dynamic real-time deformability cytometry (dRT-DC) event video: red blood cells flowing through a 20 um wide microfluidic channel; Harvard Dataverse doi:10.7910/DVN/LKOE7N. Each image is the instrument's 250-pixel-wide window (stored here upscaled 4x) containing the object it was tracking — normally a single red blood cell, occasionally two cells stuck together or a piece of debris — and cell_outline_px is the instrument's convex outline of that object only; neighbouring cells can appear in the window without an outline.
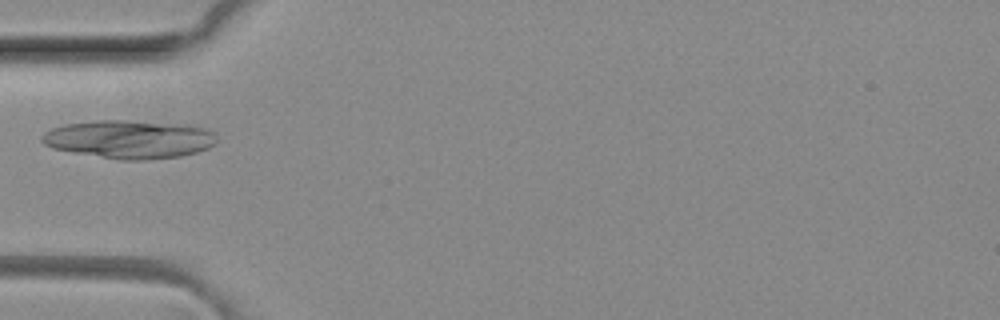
{"species": "common noctule bat (a hibernating species)", "species_latin": "Nyctalus noctula", "temperature_condition": "room temperature", "stored_images_in_passage": 3, "camera_frame_rate_fps": 3000, "um_per_image_px": 0.085, "animal": {"sex": "female", "body_mass_g": 29.2, "forearm_length_mm": 56.3}, "frame": {"image": 1, "passage_image": 1, "time_ms": 0.0, "image_size_px": [1000, 320], "cell_outline_px": [[216, 140], [208, 148], [196, 152], [180, 156], [144, 160], [120, 160], [52, 148], [44, 144], [40, 140], [40, 136], [44, 132], [52, 128], [64, 124], [100, 120], [128, 120], [192, 124], [204, 128], [212, 132], [216, 136]], "centroid_in_image_um": [10.99, 11.82], "position_along_channel_um": 74.0, "area_um2": 39.13}}
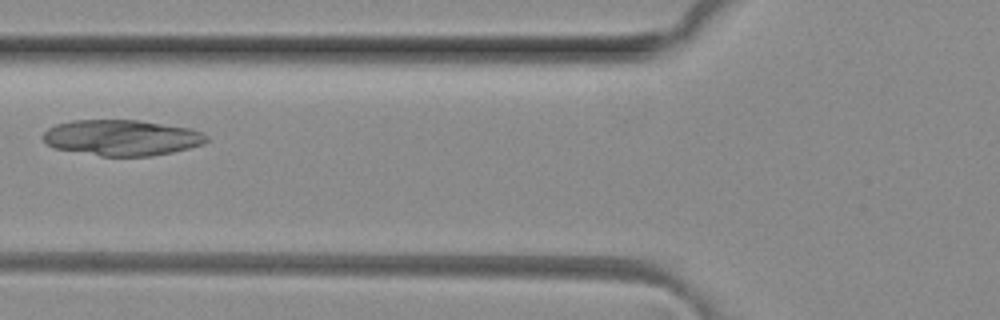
{"frame": {"image": 2, "passage_image": 2, "time_ms": 0.333, "image_size_px": [1000, 320], "cell_outline_px": [[208, 140], [204, 144], [172, 152], [152, 156], [100, 156], [52, 148], [44, 140], [44, 132], [48, 128], [56, 124], [72, 120], [140, 120], [192, 128], [204, 132], [208, 136]], "centroid_in_image_um": [10.38, 11.7], "position_along_channel_um": 115.4, "area_um2": 34.39}}
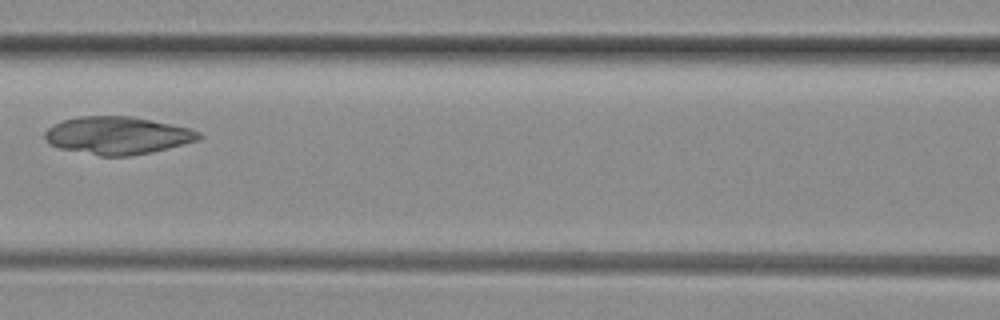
{"frame": {"image": 3, "passage_image": 3, "time_ms": 0.667, "image_size_px": [1000, 320], "cell_outline_px": [[204, 136], [200, 140], [152, 152], [128, 156], [100, 156], [60, 148], [48, 144], [44, 136], [44, 132], [52, 124], [76, 116], [132, 116], [192, 128], [200, 132]], "centroid_in_image_um": [10.0, 11.51], "position_along_channel_um": 156.6, "area_um2": 34.1}}